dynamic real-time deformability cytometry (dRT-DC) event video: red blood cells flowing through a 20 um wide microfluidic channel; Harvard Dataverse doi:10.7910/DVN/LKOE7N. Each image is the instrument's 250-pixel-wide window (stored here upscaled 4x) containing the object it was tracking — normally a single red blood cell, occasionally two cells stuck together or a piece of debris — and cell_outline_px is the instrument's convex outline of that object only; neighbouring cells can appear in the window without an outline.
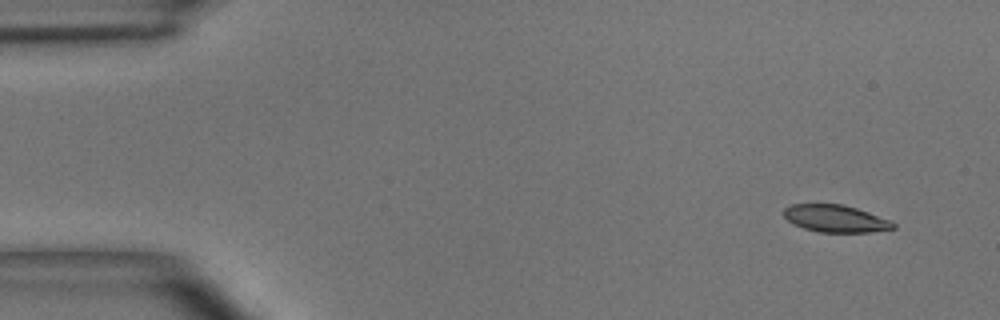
{"species": "common noctule bat (a hibernating species)", "species_latin": "Nyctalus noctula", "temperature_condition": "room temperature", "stored_images_in_passage": 3, "camera_frame_rate_fps": 3000, "um_per_image_px": 0.085, "animal": {"sex": "male", "body_mass_g": 15.6}, "frame": {"image": 1, "passage_image": 3, "time_ms": 3.333, "image_size_px": [1000, 320], "cell_outline_px": [[896, 228], [872, 232], [820, 232], [804, 228], [788, 220], [784, 216], [784, 208], [792, 204], [840, 204], [856, 208], [892, 220], [896, 224]], "centroid_in_image_um": [71.07, 18.58], "position_along_channel_um": 13.9, "area_um2": 17.28}}